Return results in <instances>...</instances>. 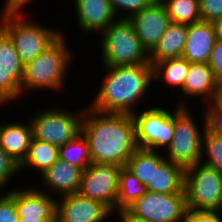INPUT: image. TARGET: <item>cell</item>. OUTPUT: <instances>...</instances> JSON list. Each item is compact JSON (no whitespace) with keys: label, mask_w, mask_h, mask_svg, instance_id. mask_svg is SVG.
I'll list each match as a JSON object with an SVG mask.
<instances>
[{"label":"cell","mask_w":222,"mask_h":222,"mask_svg":"<svg viewBox=\"0 0 222 222\" xmlns=\"http://www.w3.org/2000/svg\"><path fill=\"white\" fill-rule=\"evenodd\" d=\"M184 190L188 210L217 211L222 197V175L198 162L185 168Z\"/></svg>","instance_id":"ba28073f"},{"label":"cell","mask_w":222,"mask_h":222,"mask_svg":"<svg viewBox=\"0 0 222 222\" xmlns=\"http://www.w3.org/2000/svg\"><path fill=\"white\" fill-rule=\"evenodd\" d=\"M208 65L213 71L216 81L222 88V40H216Z\"/></svg>","instance_id":"e575fe53"},{"label":"cell","mask_w":222,"mask_h":222,"mask_svg":"<svg viewBox=\"0 0 222 222\" xmlns=\"http://www.w3.org/2000/svg\"><path fill=\"white\" fill-rule=\"evenodd\" d=\"M19 164L16 163L1 147H0V192L8 191L11 177H15L19 173ZM7 187L6 190H4Z\"/></svg>","instance_id":"1f68e13d"},{"label":"cell","mask_w":222,"mask_h":222,"mask_svg":"<svg viewBox=\"0 0 222 222\" xmlns=\"http://www.w3.org/2000/svg\"><path fill=\"white\" fill-rule=\"evenodd\" d=\"M132 114L138 148L167 149L174 134V112L162 106L149 107Z\"/></svg>","instance_id":"9c48e42d"},{"label":"cell","mask_w":222,"mask_h":222,"mask_svg":"<svg viewBox=\"0 0 222 222\" xmlns=\"http://www.w3.org/2000/svg\"><path fill=\"white\" fill-rule=\"evenodd\" d=\"M127 209L148 222H184L188 210L185 193L152 191H146Z\"/></svg>","instance_id":"30bf717a"},{"label":"cell","mask_w":222,"mask_h":222,"mask_svg":"<svg viewBox=\"0 0 222 222\" xmlns=\"http://www.w3.org/2000/svg\"><path fill=\"white\" fill-rule=\"evenodd\" d=\"M201 162L213 167L222 175V138L206 129L202 135Z\"/></svg>","instance_id":"f1b7e54d"},{"label":"cell","mask_w":222,"mask_h":222,"mask_svg":"<svg viewBox=\"0 0 222 222\" xmlns=\"http://www.w3.org/2000/svg\"><path fill=\"white\" fill-rule=\"evenodd\" d=\"M83 170L65 161L58 159L51 167H49L42 175L41 179L48 192L55 193V198L68 194L78 193L81 183ZM53 190V191H52ZM56 194L59 195L56 197Z\"/></svg>","instance_id":"d6986e66"},{"label":"cell","mask_w":222,"mask_h":222,"mask_svg":"<svg viewBox=\"0 0 222 222\" xmlns=\"http://www.w3.org/2000/svg\"><path fill=\"white\" fill-rule=\"evenodd\" d=\"M55 222H105L113 215L102 202L73 193L57 197ZM110 216V217H109Z\"/></svg>","instance_id":"4fadbf2b"},{"label":"cell","mask_w":222,"mask_h":222,"mask_svg":"<svg viewBox=\"0 0 222 222\" xmlns=\"http://www.w3.org/2000/svg\"><path fill=\"white\" fill-rule=\"evenodd\" d=\"M19 222H55V218H19Z\"/></svg>","instance_id":"ab89813d"},{"label":"cell","mask_w":222,"mask_h":222,"mask_svg":"<svg viewBox=\"0 0 222 222\" xmlns=\"http://www.w3.org/2000/svg\"><path fill=\"white\" fill-rule=\"evenodd\" d=\"M184 168L165 159L159 166H154L152 182L146 185L147 191L171 194L185 193Z\"/></svg>","instance_id":"7402d4cb"},{"label":"cell","mask_w":222,"mask_h":222,"mask_svg":"<svg viewBox=\"0 0 222 222\" xmlns=\"http://www.w3.org/2000/svg\"><path fill=\"white\" fill-rule=\"evenodd\" d=\"M201 21L214 22L222 17V0H199Z\"/></svg>","instance_id":"836d02e7"},{"label":"cell","mask_w":222,"mask_h":222,"mask_svg":"<svg viewBox=\"0 0 222 222\" xmlns=\"http://www.w3.org/2000/svg\"><path fill=\"white\" fill-rule=\"evenodd\" d=\"M120 166L91 163L82 173L78 193L106 205L114 214L118 197Z\"/></svg>","instance_id":"8fae6325"},{"label":"cell","mask_w":222,"mask_h":222,"mask_svg":"<svg viewBox=\"0 0 222 222\" xmlns=\"http://www.w3.org/2000/svg\"><path fill=\"white\" fill-rule=\"evenodd\" d=\"M202 108L205 116V129L222 138V90L216 95L210 104Z\"/></svg>","instance_id":"f546056e"},{"label":"cell","mask_w":222,"mask_h":222,"mask_svg":"<svg viewBox=\"0 0 222 222\" xmlns=\"http://www.w3.org/2000/svg\"><path fill=\"white\" fill-rule=\"evenodd\" d=\"M59 159V148L32 137L28 153L23 162L19 165V170L24 172L28 169L37 170L39 176L42 175Z\"/></svg>","instance_id":"603a6c76"},{"label":"cell","mask_w":222,"mask_h":222,"mask_svg":"<svg viewBox=\"0 0 222 222\" xmlns=\"http://www.w3.org/2000/svg\"><path fill=\"white\" fill-rule=\"evenodd\" d=\"M170 20L183 24H193L201 21L199 0H161Z\"/></svg>","instance_id":"83f0119b"},{"label":"cell","mask_w":222,"mask_h":222,"mask_svg":"<svg viewBox=\"0 0 222 222\" xmlns=\"http://www.w3.org/2000/svg\"><path fill=\"white\" fill-rule=\"evenodd\" d=\"M14 188V201L19 218H55L56 199L35 187ZM40 189V190H39Z\"/></svg>","instance_id":"e0dca14e"},{"label":"cell","mask_w":222,"mask_h":222,"mask_svg":"<svg viewBox=\"0 0 222 222\" xmlns=\"http://www.w3.org/2000/svg\"><path fill=\"white\" fill-rule=\"evenodd\" d=\"M184 222H222L218 211L187 210Z\"/></svg>","instance_id":"d590c367"},{"label":"cell","mask_w":222,"mask_h":222,"mask_svg":"<svg viewBox=\"0 0 222 222\" xmlns=\"http://www.w3.org/2000/svg\"><path fill=\"white\" fill-rule=\"evenodd\" d=\"M187 32V24L171 21L158 44L150 52L151 65L166 59L182 57Z\"/></svg>","instance_id":"44dd1931"},{"label":"cell","mask_w":222,"mask_h":222,"mask_svg":"<svg viewBox=\"0 0 222 222\" xmlns=\"http://www.w3.org/2000/svg\"><path fill=\"white\" fill-rule=\"evenodd\" d=\"M24 63L9 36L0 28V104L19 100ZM10 102V103H9Z\"/></svg>","instance_id":"7c38bea8"},{"label":"cell","mask_w":222,"mask_h":222,"mask_svg":"<svg viewBox=\"0 0 222 222\" xmlns=\"http://www.w3.org/2000/svg\"><path fill=\"white\" fill-rule=\"evenodd\" d=\"M59 159L83 171L91 165L88 141L82 133L59 147Z\"/></svg>","instance_id":"4316f807"},{"label":"cell","mask_w":222,"mask_h":222,"mask_svg":"<svg viewBox=\"0 0 222 222\" xmlns=\"http://www.w3.org/2000/svg\"><path fill=\"white\" fill-rule=\"evenodd\" d=\"M73 2L79 29L84 34L97 32L99 35L118 18L110 0H73Z\"/></svg>","instance_id":"2e32d148"},{"label":"cell","mask_w":222,"mask_h":222,"mask_svg":"<svg viewBox=\"0 0 222 222\" xmlns=\"http://www.w3.org/2000/svg\"><path fill=\"white\" fill-rule=\"evenodd\" d=\"M129 20L136 35L149 53L158 44L171 23L161 0H155L151 5L130 17Z\"/></svg>","instance_id":"5bb4252c"},{"label":"cell","mask_w":222,"mask_h":222,"mask_svg":"<svg viewBox=\"0 0 222 222\" xmlns=\"http://www.w3.org/2000/svg\"><path fill=\"white\" fill-rule=\"evenodd\" d=\"M146 186L126 167H122L119 175L116 211L127 209L146 192Z\"/></svg>","instance_id":"484cf974"},{"label":"cell","mask_w":222,"mask_h":222,"mask_svg":"<svg viewBox=\"0 0 222 222\" xmlns=\"http://www.w3.org/2000/svg\"><path fill=\"white\" fill-rule=\"evenodd\" d=\"M29 20L24 14L0 15V28L9 36L24 64L35 59L62 33Z\"/></svg>","instance_id":"5b68a950"},{"label":"cell","mask_w":222,"mask_h":222,"mask_svg":"<svg viewBox=\"0 0 222 222\" xmlns=\"http://www.w3.org/2000/svg\"><path fill=\"white\" fill-rule=\"evenodd\" d=\"M0 222H19L15 207L14 188L0 192Z\"/></svg>","instance_id":"d6a6232c"},{"label":"cell","mask_w":222,"mask_h":222,"mask_svg":"<svg viewBox=\"0 0 222 222\" xmlns=\"http://www.w3.org/2000/svg\"><path fill=\"white\" fill-rule=\"evenodd\" d=\"M202 113V128L192 117L189 106L174 109V134L170 145L164 150L165 159L181 165L184 169L201 162L202 135L205 130V116ZM202 129V130H200Z\"/></svg>","instance_id":"52a82bcc"},{"label":"cell","mask_w":222,"mask_h":222,"mask_svg":"<svg viewBox=\"0 0 222 222\" xmlns=\"http://www.w3.org/2000/svg\"><path fill=\"white\" fill-rule=\"evenodd\" d=\"M99 36L102 66L151 64L150 53L129 19L117 18Z\"/></svg>","instance_id":"277c9868"},{"label":"cell","mask_w":222,"mask_h":222,"mask_svg":"<svg viewBox=\"0 0 222 222\" xmlns=\"http://www.w3.org/2000/svg\"><path fill=\"white\" fill-rule=\"evenodd\" d=\"M66 36L62 33L46 47L35 59L24 64L21 82V94L27 95L30 91L49 89L62 91L66 82L67 72L71 61L72 50L67 46ZM26 91V92H24ZM29 91V92H28Z\"/></svg>","instance_id":"3957f363"},{"label":"cell","mask_w":222,"mask_h":222,"mask_svg":"<svg viewBox=\"0 0 222 222\" xmlns=\"http://www.w3.org/2000/svg\"><path fill=\"white\" fill-rule=\"evenodd\" d=\"M32 137L29 120L25 123L0 121V147L19 165L27 156Z\"/></svg>","instance_id":"ffe728a7"},{"label":"cell","mask_w":222,"mask_h":222,"mask_svg":"<svg viewBox=\"0 0 222 222\" xmlns=\"http://www.w3.org/2000/svg\"><path fill=\"white\" fill-rule=\"evenodd\" d=\"M81 133L88 141L92 163L126 167L128 159L138 148L131 114L103 113L87 106Z\"/></svg>","instance_id":"6da1fadb"},{"label":"cell","mask_w":222,"mask_h":222,"mask_svg":"<svg viewBox=\"0 0 222 222\" xmlns=\"http://www.w3.org/2000/svg\"><path fill=\"white\" fill-rule=\"evenodd\" d=\"M30 2L32 3V0H5L4 10L2 9L0 14H24L23 11Z\"/></svg>","instance_id":"8d00e7d4"},{"label":"cell","mask_w":222,"mask_h":222,"mask_svg":"<svg viewBox=\"0 0 222 222\" xmlns=\"http://www.w3.org/2000/svg\"><path fill=\"white\" fill-rule=\"evenodd\" d=\"M105 75L94 99L88 105L103 113L134 114L139 109L137 105L152 89L154 81L151 64L129 66H101ZM145 96V97H144Z\"/></svg>","instance_id":"7a4b0ae2"},{"label":"cell","mask_w":222,"mask_h":222,"mask_svg":"<svg viewBox=\"0 0 222 222\" xmlns=\"http://www.w3.org/2000/svg\"><path fill=\"white\" fill-rule=\"evenodd\" d=\"M117 217H119V222H148L143 218L137 217L132 214L128 209H120L115 212Z\"/></svg>","instance_id":"74e56055"},{"label":"cell","mask_w":222,"mask_h":222,"mask_svg":"<svg viewBox=\"0 0 222 222\" xmlns=\"http://www.w3.org/2000/svg\"><path fill=\"white\" fill-rule=\"evenodd\" d=\"M216 40L212 22L190 24L182 57L189 63H208Z\"/></svg>","instance_id":"ac0fdd59"},{"label":"cell","mask_w":222,"mask_h":222,"mask_svg":"<svg viewBox=\"0 0 222 222\" xmlns=\"http://www.w3.org/2000/svg\"><path fill=\"white\" fill-rule=\"evenodd\" d=\"M217 211L220 214V216L222 217V197H221V202H220V205H219Z\"/></svg>","instance_id":"60d3db41"},{"label":"cell","mask_w":222,"mask_h":222,"mask_svg":"<svg viewBox=\"0 0 222 222\" xmlns=\"http://www.w3.org/2000/svg\"><path fill=\"white\" fill-rule=\"evenodd\" d=\"M221 90L208 63H189L188 73L181 89V96L186 99L182 96L178 106L190 107L186 100L194 97L202 100L203 106L210 104Z\"/></svg>","instance_id":"9a60e30c"},{"label":"cell","mask_w":222,"mask_h":222,"mask_svg":"<svg viewBox=\"0 0 222 222\" xmlns=\"http://www.w3.org/2000/svg\"><path fill=\"white\" fill-rule=\"evenodd\" d=\"M47 108L37 109L39 112H34L29 119L26 118L30 121L34 139L59 148L81 134L85 107H81L77 112L58 105Z\"/></svg>","instance_id":"8992f818"},{"label":"cell","mask_w":222,"mask_h":222,"mask_svg":"<svg viewBox=\"0 0 222 222\" xmlns=\"http://www.w3.org/2000/svg\"><path fill=\"white\" fill-rule=\"evenodd\" d=\"M161 153L162 151L137 148L128 159L126 168L146 186L152 182L154 166H159L165 160V155Z\"/></svg>","instance_id":"d4e9b609"},{"label":"cell","mask_w":222,"mask_h":222,"mask_svg":"<svg viewBox=\"0 0 222 222\" xmlns=\"http://www.w3.org/2000/svg\"><path fill=\"white\" fill-rule=\"evenodd\" d=\"M215 32H216V37L218 40H222V17L215 20L213 22Z\"/></svg>","instance_id":"f35d334b"},{"label":"cell","mask_w":222,"mask_h":222,"mask_svg":"<svg viewBox=\"0 0 222 222\" xmlns=\"http://www.w3.org/2000/svg\"><path fill=\"white\" fill-rule=\"evenodd\" d=\"M155 0H110L114 13L118 18L129 19L137 12L151 5ZM122 12H121V11ZM126 12V13H123ZM123 13L121 15V13Z\"/></svg>","instance_id":"4dcf8cb0"},{"label":"cell","mask_w":222,"mask_h":222,"mask_svg":"<svg viewBox=\"0 0 222 222\" xmlns=\"http://www.w3.org/2000/svg\"><path fill=\"white\" fill-rule=\"evenodd\" d=\"M152 66L154 83L161 79L162 83L168 84L169 89L177 87V91L181 92L189 69V62L186 59L183 57L166 59Z\"/></svg>","instance_id":"cb8c5ba5"}]
</instances>
